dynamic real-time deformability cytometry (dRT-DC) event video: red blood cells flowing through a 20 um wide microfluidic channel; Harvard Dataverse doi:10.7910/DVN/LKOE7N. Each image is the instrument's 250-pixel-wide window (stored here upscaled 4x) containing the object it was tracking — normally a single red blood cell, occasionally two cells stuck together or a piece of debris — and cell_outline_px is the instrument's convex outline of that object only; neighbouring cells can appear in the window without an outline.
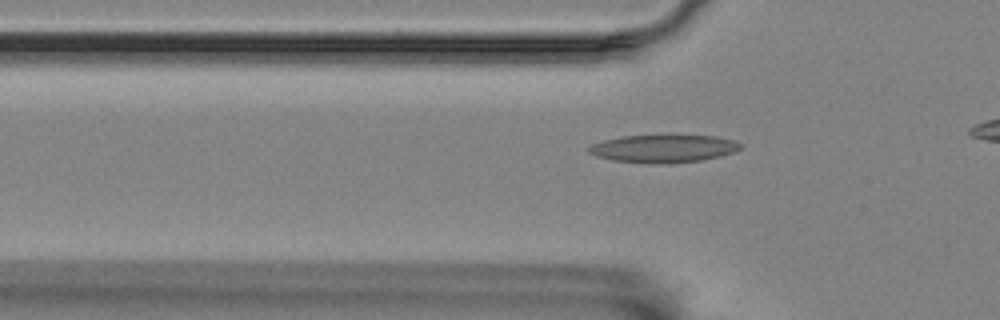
{"species": "Egyptian fruit bat (a non-hibernating species)", "species_latin": "Rousettus aegyptiacus", "temperature_condition": "room temperature", "stored_images_in_passage": 31, "camera_frame_rate_fps": 3000, "um_per_image_px": 0.085, "animal": {"sex": "female"}, "frame": {"image": 1, "passage_image": 3, "time_ms": 0.667, "image_size_px": [1000, 320], "cell_outline_px": [[744, 144], [740, 148], [732, 152], [720, 156], [700, 160], [668, 164], [652, 164], [612, 160], [596, 156], [588, 152], [584, 148], [592, 144], [604, 140], [620, 136], [716, 136], [732, 140]], "centroid_in_image_um": [56.34, 12.64], "position_along_channel_um": 69.5, "area_um2": 24.51}}
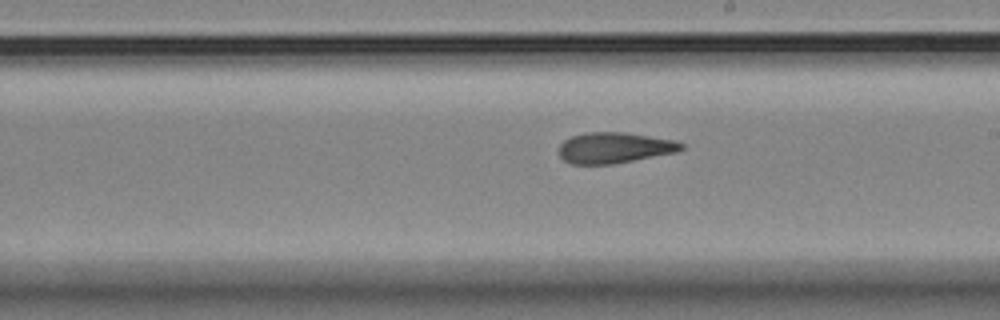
{"frame": {"image": 2, "passage_image": 17, "time_ms": 5.333, "image_size_px": [1000, 320], "cell_outline_px": [[684, 148], [676, 152], [612, 164], [572, 164], [564, 160], [560, 156], [560, 144], [564, 140], [572, 136], [584, 132], [624, 132], [676, 140], [684, 144]], "centroid_in_image_um": [52.23, 12.55], "position_along_channel_um": 236.8, "area_um2": 21.91}}
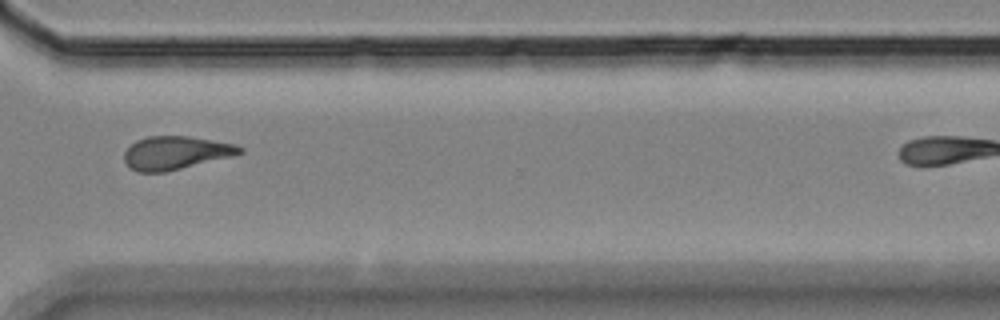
{"frame": {"image": 3, "passage_image": 27, "time_ms": 8.667, "image_size_px": [1000, 320], "cell_outline_px": [[244, 152], [232, 156], [164, 172], [136, 172], [128, 168], [124, 160], [124, 152], [136, 140], [148, 136], [188, 136], [236, 144], [244, 148]], "centroid_in_image_um": [14.91, 12.99], "position_along_channel_um": 355.7, "area_um2": 22.37}}